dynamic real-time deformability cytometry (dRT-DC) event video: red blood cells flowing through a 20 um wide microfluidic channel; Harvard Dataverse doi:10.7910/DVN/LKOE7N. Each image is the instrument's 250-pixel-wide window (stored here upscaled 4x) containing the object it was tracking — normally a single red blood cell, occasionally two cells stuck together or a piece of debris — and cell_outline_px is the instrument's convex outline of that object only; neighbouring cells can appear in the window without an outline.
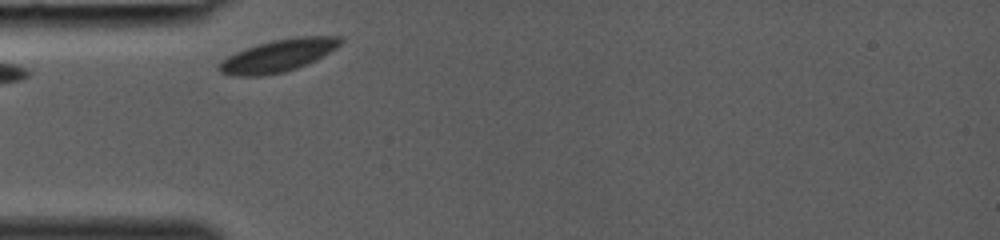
{"species": "common noctule bat (a hibernating species)", "species_latin": "Nyctalus noctula", "temperature_condition": "room temperature", "stored_images_in_passage": 24, "camera_frame_rate_fps": 3000, "um_per_image_px": 0.085, "animal": {"sex": "female", "body_mass_g": 19.0, "forearm_length_mm": 53.3}, "frame": {"image": 1, "passage_image": 1, "time_ms": 0.0, "image_size_px": [1000, 240], "cell_outline_px": [[344, 40], [336, 48], [316, 60], [296, 68], [284, 72], [260, 76], [232, 76], [220, 72], [216, 68], [220, 60], [236, 52], [260, 44], [276, 40], [296, 36], [340, 36]], "centroid_in_image_um": [23.63, 4.74], "position_along_channel_um": 61.4, "area_um2": 22.77}}
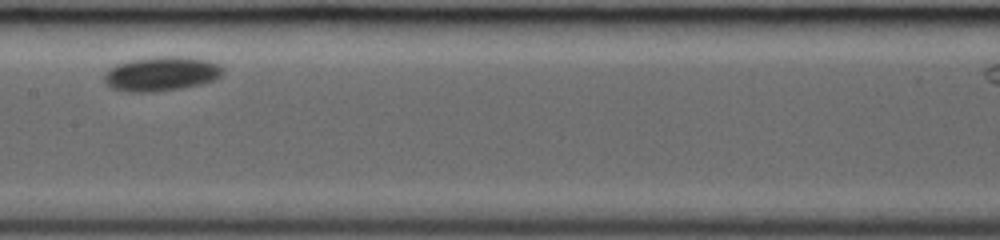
{"frame": {"image": 2, "passage_image": 10, "time_ms": 3.0, "image_size_px": [1000, 240], "cell_outline_px": [[224, 68], [220, 76], [212, 80], [200, 84], [180, 88], [152, 92], [124, 92], [112, 88], [104, 80], [104, 76], [108, 68], [116, 64], [128, 60], [152, 56], [188, 56], [208, 60], [220, 64]], "centroid_in_image_um": [13.7, 6.25], "position_along_channel_um": 193.7, "area_um2": 24.04}}
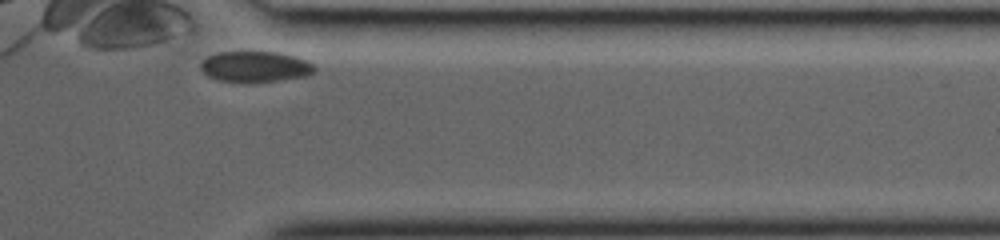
{"frame": {"image": 3, "passage_image": 23, "time_ms": 7.333, "image_size_px": [1000, 240], "cell_outline_px": [[316, 72], [308, 76], [276, 80], [216, 80], [208, 76], [200, 68], [200, 64], [208, 56], [220, 52], [276, 52], [308, 60], [316, 68]], "centroid_in_image_um": [21.73, 5.64], "position_along_channel_um": 389.7, "area_um2": 19.83}}